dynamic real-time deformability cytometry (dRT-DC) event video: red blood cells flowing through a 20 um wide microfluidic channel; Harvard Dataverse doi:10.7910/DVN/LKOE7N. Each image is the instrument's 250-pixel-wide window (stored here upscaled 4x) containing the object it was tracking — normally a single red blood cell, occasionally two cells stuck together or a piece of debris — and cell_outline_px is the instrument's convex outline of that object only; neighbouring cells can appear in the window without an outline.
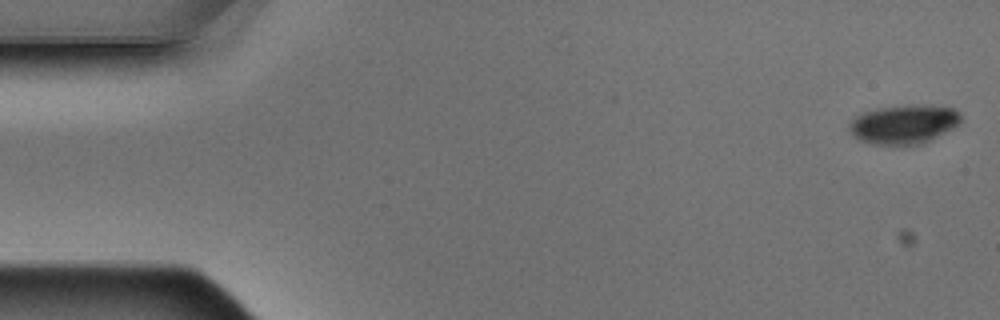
{"species": "Egyptian fruit bat (a non-hibernating species)", "species_latin": "Rousettus aegyptiacus", "temperature_condition": "warm", "stored_images_in_passage": 5, "camera_frame_rate_fps": 3000, "um_per_image_px": 0.085, "animal": {"sex": "male"}, "frame": {"image": 1, "passage_image": 1, "time_ms": 0.0, "image_size_px": [1000, 320], "cell_outline_px": [[960, 124], [924, 144], [868, 144], [860, 140], [848, 128], [848, 124], [856, 116], [864, 112], [876, 108], [924, 104], [952, 108], [960, 112]], "centroid_in_image_um": [76.84, 10.56], "position_along_channel_um": 8.2, "area_um2": 25.32}}
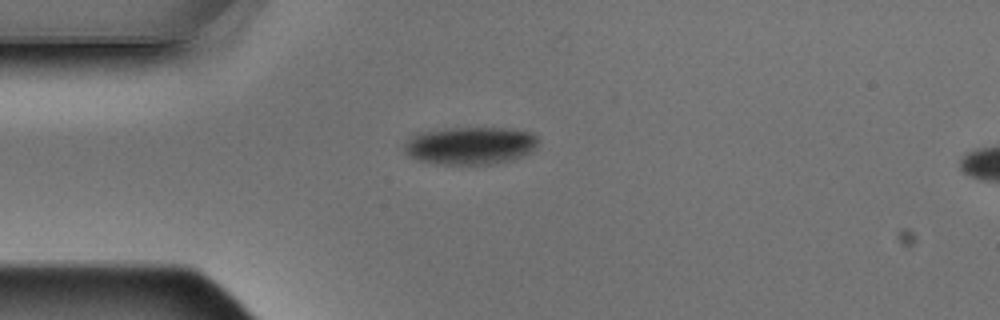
{"frame": {"image": 2, "passage_image": 4, "time_ms": 1.0, "image_size_px": [1000, 320], "cell_outline_px": [[540, 140], [536, 148], [512, 160], [492, 164], [436, 164], [416, 160], [408, 156], [404, 152], [404, 144], [416, 132], [444, 128], [516, 128], [532, 132]], "centroid_in_image_um": [39.96, 12.36], "position_along_channel_um": 45.0, "area_um2": 29.88}}